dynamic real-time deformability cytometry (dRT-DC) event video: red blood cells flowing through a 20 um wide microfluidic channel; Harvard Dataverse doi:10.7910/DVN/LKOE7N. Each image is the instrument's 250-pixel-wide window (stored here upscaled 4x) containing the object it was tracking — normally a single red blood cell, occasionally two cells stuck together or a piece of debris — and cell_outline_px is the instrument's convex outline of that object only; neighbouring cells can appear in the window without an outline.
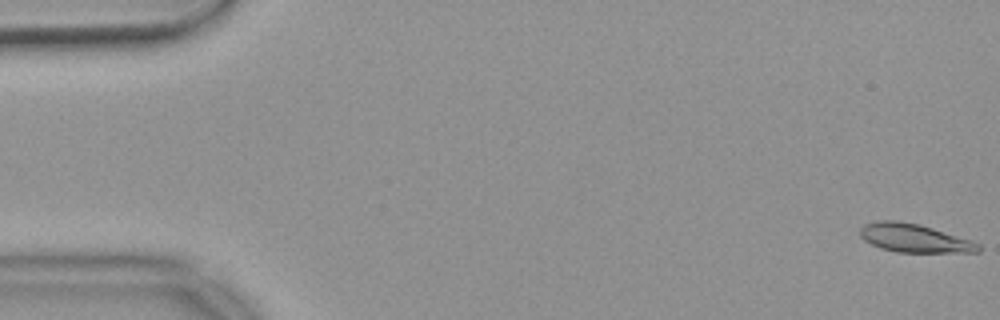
{"species": "common noctule bat (a hibernating species)", "species_latin": "Nyctalus noctula", "temperature_condition": "warm", "stored_images_in_passage": 55, "camera_frame_rate_fps": 3000, "um_per_image_px": 0.085, "animal": {"sex": "female", "body_mass_g": 18.4}, "frame": {"image": 1, "passage_image": 1, "time_ms": 0.0, "image_size_px": [1000, 320], "cell_outline_px": [[980, 252], [896, 252], [880, 248], [864, 240], [860, 236], [860, 228], [864, 224], [880, 220], [896, 220], [920, 224], [972, 240], [980, 244]], "centroid_in_image_um": [77.71, 20.23], "position_along_channel_um": 7.3, "area_um2": 19.65}}
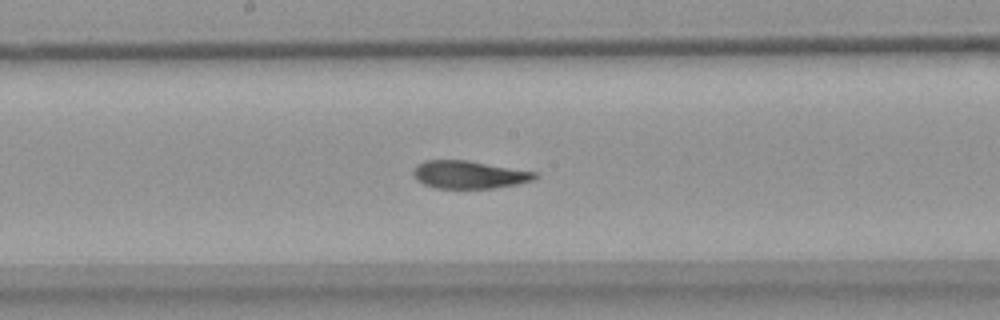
{"frame": {"image": 2, "passage_image": 29, "time_ms": 9.333, "image_size_px": [1000, 320], "cell_outline_px": [[540, 176], [532, 180], [516, 184], [492, 188], [436, 188], [424, 184], [416, 180], [412, 172], [416, 164], [424, 160], [464, 160], [536, 172]], "centroid_in_image_um": [39.82, 14.84], "position_along_channel_um": 208.4, "area_um2": 19.54}}
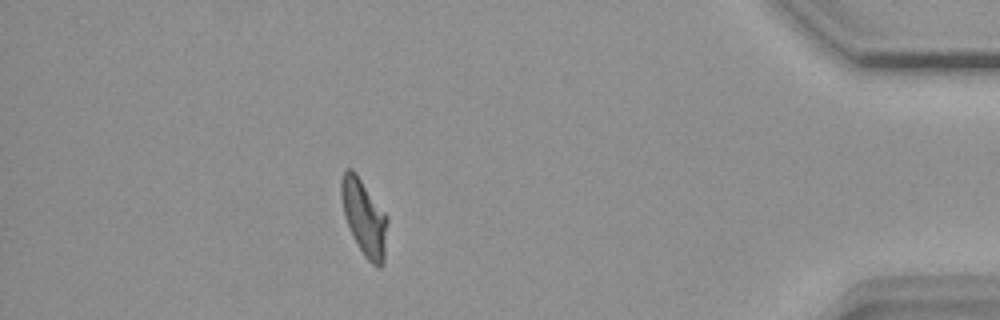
{"frame": {"image": 3, "passage_image": 49, "time_ms": 16.0, "image_size_px": [1000, 320], "cell_outline_px": [[388, 220], [384, 264], [380, 268], [372, 264], [364, 256], [356, 244], [352, 236], [344, 216], [340, 196], [340, 180], [344, 172], [348, 168], [352, 168], [356, 172], [388, 216]], "centroid_in_image_um": [30.95, 18.49], "position_along_channel_um": 404.2, "area_um2": 20.87}, "authors_computed_cell_mechanics": {"area_um2": 20.1722, "velocity_mm_per_s": 3.6682, "shape_relaxation_time_tau1_ms": 8.2127, "shape_relaxation_time_tau2_ms": 3.1585, "deformation_change_tau1": 0.2201, "deformation_change_tau2": 0.0821}}